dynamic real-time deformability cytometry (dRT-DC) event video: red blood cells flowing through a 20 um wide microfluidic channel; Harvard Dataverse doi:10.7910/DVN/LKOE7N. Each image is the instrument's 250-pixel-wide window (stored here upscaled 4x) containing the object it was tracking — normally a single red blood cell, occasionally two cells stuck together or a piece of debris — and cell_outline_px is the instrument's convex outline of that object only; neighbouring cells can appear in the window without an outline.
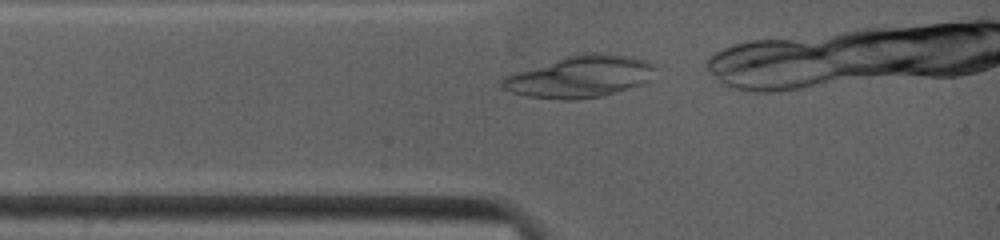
{"species": "common noctule bat (a hibernating species)", "species_latin": "Nyctalus noctula", "temperature_condition": "warm", "stored_images_in_passage": 9, "camera_frame_rate_fps": 4500, "um_per_image_px": 0.085, "animal": {"sex": "female", "body_mass_g": 19.0, "forearm_length_mm": 53.3}, "frame": {"image": 1, "passage_image": 3, "time_ms": 0.222, "image_size_px": [1000, 240], "cell_outline_px": [[652, 68], [648, 80], [640, 84], [600, 96], [528, 96], [512, 92], [504, 88], [500, 84], [500, 80], [504, 76], [568, 56], [624, 56], [644, 60], [652, 64]], "centroid_in_image_um": [49.23, 6.51], "position_along_channel_um": 35.8, "area_um2": 33.99}}
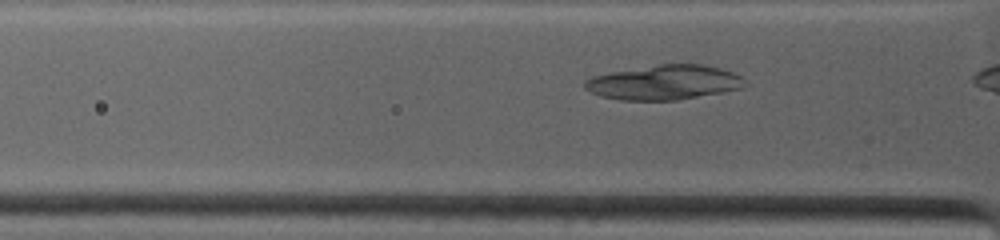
{"frame": {"image": 2, "passage_image": 7, "time_ms": 1.111, "image_size_px": [1000, 240], "cell_outline_px": [[740, 88], [720, 92], [676, 100], [620, 100], [600, 96], [584, 88], [584, 80], [592, 76], [660, 64], [700, 64], [720, 68], [732, 72], [740, 76]], "centroid_in_image_um": [56.37, 7.01], "position_along_channel_um": 69.4, "area_um2": 31.5}}